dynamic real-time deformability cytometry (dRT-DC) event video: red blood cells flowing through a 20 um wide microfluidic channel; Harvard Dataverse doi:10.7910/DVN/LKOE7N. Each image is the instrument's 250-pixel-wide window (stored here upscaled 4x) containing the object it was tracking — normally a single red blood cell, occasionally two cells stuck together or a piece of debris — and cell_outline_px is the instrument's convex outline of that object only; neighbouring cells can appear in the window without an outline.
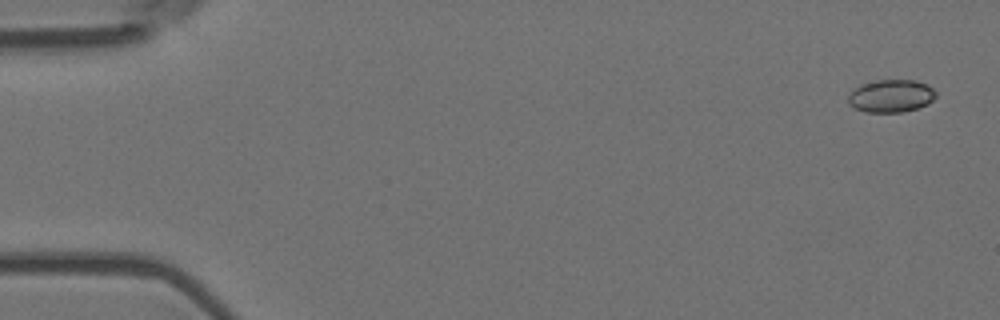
{"species": "Egyptian fruit bat (a non-hibernating species)", "species_latin": "Rousettus aegyptiacus", "temperature_condition": "room temperature", "stored_images_in_passage": 5, "camera_frame_rate_fps": 3000, "um_per_image_px": 0.085, "animal": {"sex": "female"}, "frame": {"image": 1, "passage_image": 1, "time_ms": 0.0, "image_size_px": [1000, 320], "cell_outline_px": [[936, 96], [928, 104], [916, 108], [900, 112], [864, 112], [852, 108], [848, 104], [848, 96], [860, 84], [876, 80], [916, 80], [928, 84], [936, 92]], "centroid_in_image_um": [75.72, 8.15], "position_along_channel_um": 9.3, "area_um2": 16.82}}
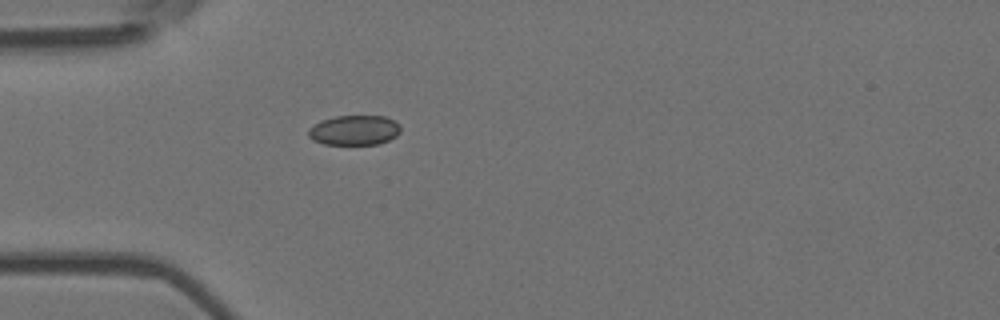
{"frame": {"image": 2, "passage_image": 5, "time_ms": 1.333, "image_size_px": [1000, 320], "cell_outline_px": [[400, 132], [396, 136], [388, 140], [376, 144], [324, 144], [312, 140], [308, 136], [308, 128], [320, 120], [336, 116], [384, 116], [400, 124]], "centroid_in_image_um": [30.09, 11.06], "position_along_channel_um": 54.9, "area_um2": 16.07}}